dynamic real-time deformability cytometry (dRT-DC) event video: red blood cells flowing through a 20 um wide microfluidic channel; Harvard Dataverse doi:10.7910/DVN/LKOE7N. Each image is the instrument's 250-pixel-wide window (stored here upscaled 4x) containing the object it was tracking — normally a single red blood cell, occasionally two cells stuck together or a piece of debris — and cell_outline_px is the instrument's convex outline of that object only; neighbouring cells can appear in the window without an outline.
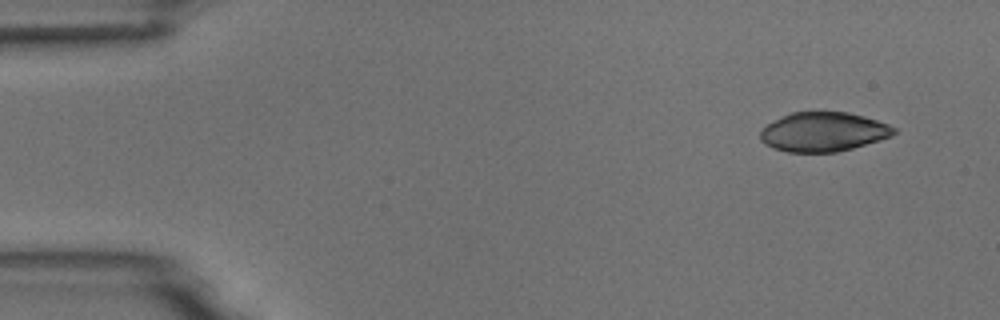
{"species": "common noctule bat (a hibernating species)", "species_latin": "Nyctalus noctula", "temperature_condition": "room temperature", "stored_images_in_passage": 5, "camera_frame_rate_fps": 3000, "um_per_image_px": 0.085, "animal": {"sex": "male", "body_mass_g": 18.8}, "frame": {"image": 1, "passage_image": 1, "time_ms": 0.0, "image_size_px": [1000, 320], "cell_outline_px": [[896, 132], [892, 136], [880, 140], [852, 148], [836, 152], [788, 152], [772, 148], [764, 144], [760, 140], [760, 128], [792, 112], [848, 112], [864, 116], [888, 124], [896, 128]], "centroid_in_image_um": [69.98, 11.21], "position_along_channel_um": 15.0, "area_um2": 30.58}}
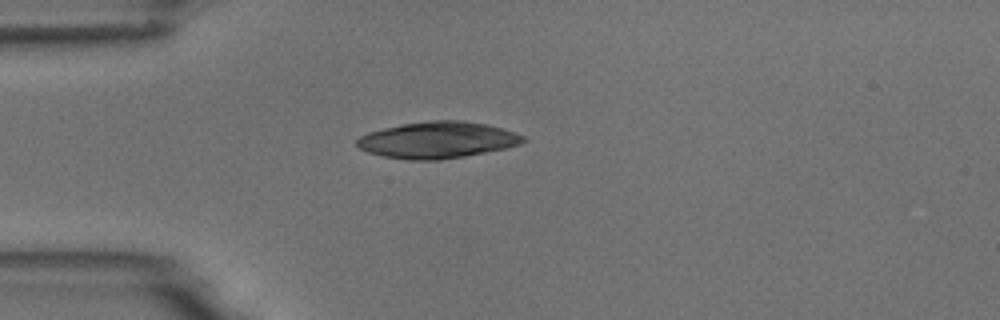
{"frame": {"image": 2, "passage_image": 4, "time_ms": 3.333, "image_size_px": [1000, 320], "cell_outline_px": [[528, 140], [520, 144], [504, 148], [464, 156], [440, 160], [408, 160], [384, 156], [368, 152], [360, 148], [356, 144], [356, 140], [360, 136], [368, 132], [400, 124], [432, 120], [460, 120], [484, 124], [500, 128], [524, 136]], "centroid_in_image_um": [37.15, 11.9], "position_along_channel_um": 47.8, "area_um2": 35.08}}